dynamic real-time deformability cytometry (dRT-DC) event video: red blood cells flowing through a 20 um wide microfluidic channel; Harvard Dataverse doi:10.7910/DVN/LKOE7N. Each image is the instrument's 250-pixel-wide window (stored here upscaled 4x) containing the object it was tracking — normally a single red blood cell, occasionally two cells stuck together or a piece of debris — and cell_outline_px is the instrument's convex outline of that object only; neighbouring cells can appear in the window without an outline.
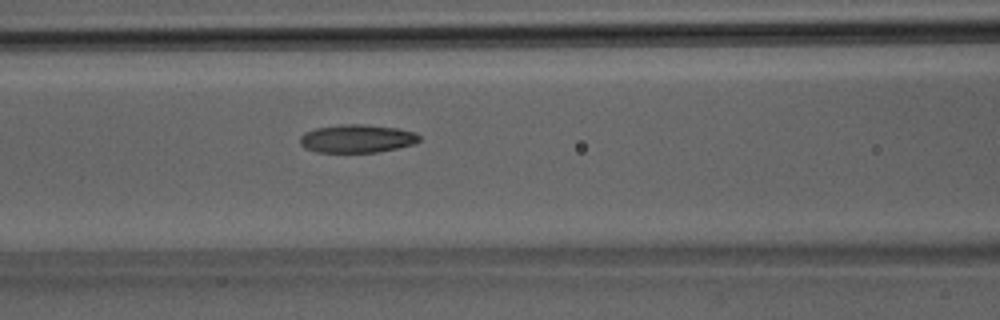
{"species": "Egyptian fruit bat (a non-hibernating species)", "species_latin": "Rousettus aegyptiacus", "temperature_condition": "room temperature", "stored_images_in_passage": 31, "segment_of_instrument_passage": [1, 2], "camera_frame_rate_fps": 3000, "um_per_image_px": 0.085, "animal": {"sex": "male"}, "frame": {"image": 1, "passage_image": 8, "time_ms": 2.333, "image_size_px": [1000, 320], "cell_outline_px": [[420, 140], [416, 144], [380, 152], [316, 152], [304, 148], [300, 144], [300, 136], [304, 132], [316, 128], [344, 124], [364, 124], [396, 128], [416, 132], [420, 136]], "centroid_in_image_um": [30.36, 11.79], "position_along_channel_um": 136.2, "area_um2": 19.77}}
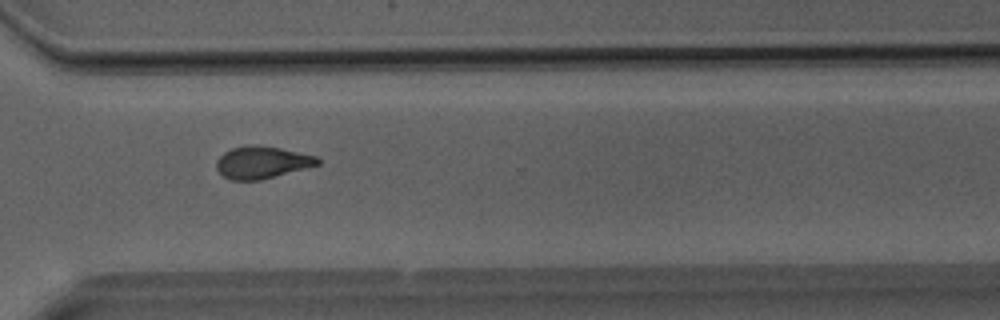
{"frame": {"image": 2, "passage_image": 20, "time_ms": 6.333, "image_size_px": [1000, 320], "cell_outline_px": [[320, 164], [260, 180], [228, 180], [216, 168], [216, 160], [224, 152], [232, 148], [252, 144], [280, 148], [316, 156], [320, 160]], "centroid_in_image_um": [22.24, 13.8], "position_along_channel_um": 348.4, "area_um2": 18.84}}
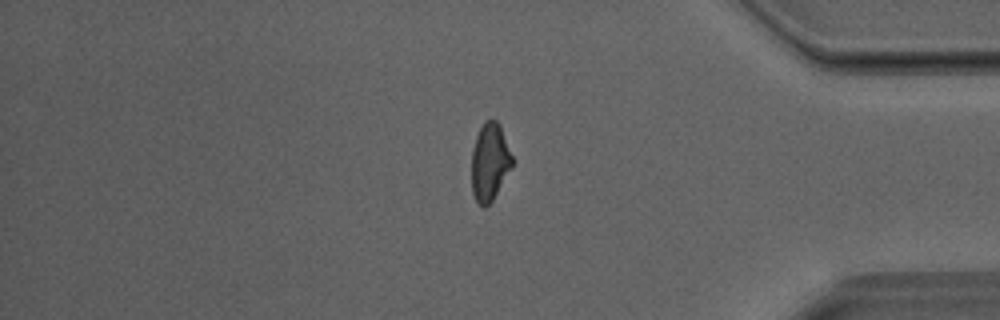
{"frame": {"image": 3, "passage_image": 24, "time_ms": 7.667, "image_size_px": [1000, 320], "cell_outline_px": [[512, 168], [492, 200], [484, 208], [476, 200], [472, 192], [472, 148], [476, 136], [484, 120], [496, 120], [500, 124], [512, 156]], "centroid_in_image_um": [41.62, 13.75], "position_along_channel_um": 393.6, "area_um2": 18.26}}